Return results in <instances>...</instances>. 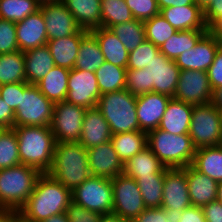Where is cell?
<instances>
[{
  "label": "cell",
  "mask_w": 222,
  "mask_h": 222,
  "mask_svg": "<svg viewBox=\"0 0 222 222\" xmlns=\"http://www.w3.org/2000/svg\"><path fill=\"white\" fill-rule=\"evenodd\" d=\"M159 52L160 50L156 45L145 40L136 49L129 52L127 69L146 68Z\"/></svg>",
  "instance_id": "cell-43"
},
{
  "label": "cell",
  "mask_w": 222,
  "mask_h": 222,
  "mask_svg": "<svg viewBox=\"0 0 222 222\" xmlns=\"http://www.w3.org/2000/svg\"><path fill=\"white\" fill-rule=\"evenodd\" d=\"M159 13L177 31L209 30L204 21L203 9L198 4L170 6L160 9Z\"/></svg>",
  "instance_id": "cell-22"
},
{
  "label": "cell",
  "mask_w": 222,
  "mask_h": 222,
  "mask_svg": "<svg viewBox=\"0 0 222 222\" xmlns=\"http://www.w3.org/2000/svg\"><path fill=\"white\" fill-rule=\"evenodd\" d=\"M39 9L44 16L48 40L70 36L81 30L61 0L40 4Z\"/></svg>",
  "instance_id": "cell-16"
},
{
  "label": "cell",
  "mask_w": 222,
  "mask_h": 222,
  "mask_svg": "<svg viewBox=\"0 0 222 222\" xmlns=\"http://www.w3.org/2000/svg\"><path fill=\"white\" fill-rule=\"evenodd\" d=\"M206 222H222V205L213 201L201 207Z\"/></svg>",
  "instance_id": "cell-53"
},
{
  "label": "cell",
  "mask_w": 222,
  "mask_h": 222,
  "mask_svg": "<svg viewBox=\"0 0 222 222\" xmlns=\"http://www.w3.org/2000/svg\"><path fill=\"white\" fill-rule=\"evenodd\" d=\"M211 1L213 0H195V3L198 4L202 9H204Z\"/></svg>",
  "instance_id": "cell-62"
},
{
  "label": "cell",
  "mask_w": 222,
  "mask_h": 222,
  "mask_svg": "<svg viewBox=\"0 0 222 222\" xmlns=\"http://www.w3.org/2000/svg\"><path fill=\"white\" fill-rule=\"evenodd\" d=\"M25 78L28 84L36 85L55 66L47 45L23 52Z\"/></svg>",
  "instance_id": "cell-27"
},
{
  "label": "cell",
  "mask_w": 222,
  "mask_h": 222,
  "mask_svg": "<svg viewBox=\"0 0 222 222\" xmlns=\"http://www.w3.org/2000/svg\"><path fill=\"white\" fill-rule=\"evenodd\" d=\"M174 222H206L201 207L190 206L174 215Z\"/></svg>",
  "instance_id": "cell-51"
},
{
  "label": "cell",
  "mask_w": 222,
  "mask_h": 222,
  "mask_svg": "<svg viewBox=\"0 0 222 222\" xmlns=\"http://www.w3.org/2000/svg\"><path fill=\"white\" fill-rule=\"evenodd\" d=\"M147 146L169 169L192 165L196 151L189 134L175 135L159 128L147 133Z\"/></svg>",
  "instance_id": "cell-4"
},
{
  "label": "cell",
  "mask_w": 222,
  "mask_h": 222,
  "mask_svg": "<svg viewBox=\"0 0 222 222\" xmlns=\"http://www.w3.org/2000/svg\"><path fill=\"white\" fill-rule=\"evenodd\" d=\"M136 101L137 96L126 89L100 96L97 108L108 122L112 135L140 131Z\"/></svg>",
  "instance_id": "cell-6"
},
{
  "label": "cell",
  "mask_w": 222,
  "mask_h": 222,
  "mask_svg": "<svg viewBox=\"0 0 222 222\" xmlns=\"http://www.w3.org/2000/svg\"><path fill=\"white\" fill-rule=\"evenodd\" d=\"M125 2L137 20L145 21L160 12L157 0H125Z\"/></svg>",
  "instance_id": "cell-46"
},
{
  "label": "cell",
  "mask_w": 222,
  "mask_h": 222,
  "mask_svg": "<svg viewBox=\"0 0 222 222\" xmlns=\"http://www.w3.org/2000/svg\"><path fill=\"white\" fill-rule=\"evenodd\" d=\"M19 50L14 22L0 19V54Z\"/></svg>",
  "instance_id": "cell-45"
},
{
  "label": "cell",
  "mask_w": 222,
  "mask_h": 222,
  "mask_svg": "<svg viewBox=\"0 0 222 222\" xmlns=\"http://www.w3.org/2000/svg\"><path fill=\"white\" fill-rule=\"evenodd\" d=\"M71 201L70 189L64 187L49 173H42L37 179L34 191L19 213L30 222H41L53 215L66 212Z\"/></svg>",
  "instance_id": "cell-1"
},
{
  "label": "cell",
  "mask_w": 222,
  "mask_h": 222,
  "mask_svg": "<svg viewBox=\"0 0 222 222\" xmlns=\"http://www.w3.org/2000/svg\"><path fill=\"white\" fill-rule=\"evenodd\" d=\"M209 30H182L173 34L165 43L159 47L168 59L176 60L184 51L194 48L198 41Z\"/></svg>",
  "instance_id": "cell-33"
},
{
  "label": "cell",
  "mask_w": 222,
  "mask_h": 222,
  "mask_svg": "<svg viewBox=\"0 0 222 222\" xmlns=\"http://www.w3.org/2000/svg\"><path fill=\"white\" fill-rule=\"evenodd\" d=\"M182 169L186 172L189 199L192 206L202 207L216 201L217 181L199 172L192 165Z\"/></svg>",
  "instance_id": "cell-23"
},
{
  "label": "cell",
  "mask_w": 222,
  "mask_h": 222,
  "mask_svg": "<svg viewBox=\"0 0 222 222\" xmlns=\"http://www.w3.org/2000/svg\"><path fill=\"white\" fill-rule=\"evenodd\" d=\"M213 89L207 72L181 70L173 98L192 105L211 103Z\"/></svg>",
  "instance_id": "cell-12"
},
{
  "label": "cell",
  "mask_w": 222,
  "mask_h": 222,
  "mask_svg": "<svg viewBox=\"0 0 222 222\" xmlns=\"http://www.w3.org/2000/svg\"><path fill=\"white\" fill-rule=\"evenodd\" d=\"M133 19L125 0H102L101 27L110 28Z\"/></svg>",
  "instance_id": "cell-40"
},
{
  "label": "cell",
  "mask_w": 222,
  "mask_h": 222,
  "mask_svg": "<svg viewBox=\"0 0 222 222\" xmlns=\"http://www.w3.org/2000/svg\"><path fill=\"white\" fill-rule=\"evenodd\" d=\"M87 30L59 39L48 40L46 45L53 57L55 66L73 69L78 56L82 36Z\"/></svg>",
  "instance_id": "cell-25"
},
{
  "label": "cell",
  "mask_w": 222,
  "mask_h": 222,
  "mask_svg": "<svg viewBox=\"0 0 222 222\" xmlns=\"http://www.w3.org/2000/svg\"><path fill=\"white\" fill-rule=\"evenodd\" d=\"M100 96L95 73L70 69L66 102L89 109L97 107Z\"/></svg>",
  "instance_id": "cell-13"
},
{
  "label": "cell",
  "mask_w": 222,
  "mask_h": 222,
  "mask_svg": "<svg viewBox=\"0 0 222 222\" xmlns=\"http://www.w3.org/2000/svg\"><path fill=\"white\" fill-rule=\"evenodd\" d=\"M221 129H222V110H220Z\"/></svg>",
  "instance_id": "cell-65"
},
{
  "label": "cell",
  "mask_w": 222,
  "mask_h": 222,
  "mask_svg": "<svg viewBox=\"0 0 222 222\" xmlns=\"http://www.w3.org/2000/svg\"><path fill=\"white\" fill-rule=\"evenodd\" d=\"M19 50H28L46 45L48 36L44 16L39 9L24 20L15 23Z\"/></svg>",
  "instance_id": "cell-20"
},
{
  "label": "cell",
  "mask_w": 222,
  "mask_h": 222,
  "mask_svg": "<svg viewBox=\"0 0 222 222\" xmlns=\"http://www.w3.org/2000/svg\"><path fill=\"white\" fill-rule=\"evenodd\" d=\"M145 70H148L149 93L164 94L173 98L181 71L175 61L159 52Z\"/></svg>",
  "instance_id": "cell-14"
},
{
  "label": "cell",
  "mask_w": 222,
  "mask_h": 222,
  "mask_svg": "<svg viewBox=\"0 0 222 222\" xmlns=\"http://www.w3.org/2000/svg\"><path fill=\"white\" fill-rule=\"evenodd\" d=\"M54 103L34 84L23 82L20 106L15 110L14 127L50 126Z\"/></svg>",
  "instance_id": "cell-7"
},
{
  "label": "cell",
  "mask_w": 222,
  "mask_h": 222,
  "mask_svg": "<svg viewBox=\"0 0 222 222\" xmlns=\"http://www.w3.org/2000/svg\"><path fill=\"white\" fill-rule=\"evenodd\" d=\"M145 39L158 48L161 47L177 30L159 13L144 21Z\"/></svg>",
  "instance_id": "cell-42"
},
{
  "label": "cell",
  "mask_w": 222,
  "mask_h": 222,
  "mask_svg": "<svg viewBox=\"0 0 222 222\" xmlns=\"http://www.w3.org/2000/svg\"><path fill=\"white\" fill-rule=\"evenodd\" d=\"M112 133L108 122L97 107L85 111L81 137L78 141L85 149L109 142Z\"/></svg>",
  "instance_id": "cell-21"
},
{
  "label": "cell",
  "mask_w": 222,
  "mask_h": 222,
  "mask_svg": "<svg viewBox=\"0 0 222 222\" xmlns=\"http://www.w3.org/2000/svg\"><path fill=\"white\" fill-rule=\"evenodd\" d=\"M36 1L39 2L40 4H43V3L54 2V1H58V0H36Z\"/></svg>",
  "instance_id": "cell-64"
},
{
  "label": "cell",
  "mask_w": 222,
  "mask_h": 222,
  "mask_svg": "<svg viewBox=\"0 0 222 222\" xmlns=\"http://www.w3.org/2000/svg\"><path fill=\"white\" fill-rule=\"evenodd\" d=\"M220 47L219 39L208 31L194 48L184 51L175 60L180 70H200L207 72Z\"/></svg>",
  "instance_id": "cell-17"
},
{
  "label": "cell",
  "mask_w": 222,
  "mask_h": 222,
  "mask_svg": "<svg viewBox=\"0 0 222 222\" xmlns=\"http://www.w3.org/2000/svg\"><path fill=\"white\" fill-rule=\"evenodd\" d=\"M87 156L91 176L112 179L123 173L124 164L111 141L87 149Z\"/></svg>",
  "instance_id": "cell-18"
},
{
  "label": "cell",
  "mask_w": 222,
  "mask_h": 222,
  "mask_svg": "<svg viewBox=\"0 0 222 222\" xmlns=\"http://www.w3.org/2000/svg\"><path fill=\"white\" fill-rule=\"evenodd\" d=\"M126 71L127 68L105 61L95 71L101 95L126 89Z\"/></svg>",
  "instance_id": "cell-35"
},
{
  "label": "cell",
  "mask_w": 222,
  "mask_h": 222,
  "mask_svg": "<svg viewBox=\"0 0 222 222\" xmlns=\"http://www.w3.org/2000/svg\"><path fill=\"white\" fill-rule=\"evenodd\" d=\"M39 8L40 3L36 0H0V19L17 23Z\"/></svg>",
  "instance_id": "cell-39"
},
{
  "label": "cell",
  "mask_w": 222,
  "mask_h": 222,
  "mask_svg": "<svg viewBox=\"0 0 222 222\" xmlns=\"http://www.w3.org/2000/svg\"><path fill=\"white\" fill-rule=\"evenodd\" d=\"M204 21L209 29L217 20L222 18V0H213L203 9Z\"/></svg>",
  "instance_id": "cell-52"
},
{
  "label": "cell",
  "mask_w": 222,
  "mask_h": 222,
  "mask_svg": "<svg viewBox=\"0 0 222 222\" xmlns=\"http://www.w3.org/2000/svg\"><path fill=\"white\" fill-rule=\"evenodd\" d=\"M171 97L159 93H144L137 96L136 112L140 131L148 133L158 128Z\"/></svg>",
  "instance_id": "cell-19"
},
{
  "label": "cell",
  "mask_w": 222,
  "mask_h": 222,
  "mask_svg": "<svg viewBox=\"0 0 222 222\" xmlns=\"http://www.w3.org/2000/svg\"><path fill=\"white\" fill-rule=\"evenodd\" d=\"M133 222H174V215L162 207L146 208Z\"/></svg>",
  "instance_id": "cell-49"
},
{
  "label": "cell",
  "mask_w": 222,
  "mask_h": 222,
  "mask_svg": "<svg viewBox=\"0 0 222 222\" xmlns=\"http://www.w3.org/2000/svg\"><path fill=\"white\" fill-rule=\"evenodd\" d=\"M73 15L77 25L91 31L101 27L102 0H61Z\"/></svg>",
  "instance_id": "cell-26"
},
{
  "label": "cell",
  "mask_w": 222,
  "mask_h": 222,
  "mask_svg": "<svg viewBox=\"0 0 222 222\" xmlns=\"http://www.w3.org/2000/svg\"><path fill=\"white\" fill-rule=\"evenodd\" d=\"M126 90L136 96L149 93L148 70H145V68L127 69Z\"/></svg>",
  "instance_id": "cell-44"
},
{
  "label": "cell",
  "mask_w": 222,
  "mask_h": 222,
  "mask_svg": "<svg viewBox=\"0 0 222 222\" xmlns=\"http://www.w3.org/2000/svg\"><path fill=\"white\" fill-rule=\"evenodd\" d=\"M165 174L139 176L137 181L146 208H159L162 204Z\"/></svg>",
  "instance_id": "cell-38"
},
{
  "label": "cell",
  "mask_w": 222,
  "mask_h": 222,
  "mask_svg": "<svg viewBox=\"0 0 222 222\" xmlns=\"http://www.w3.org/2000/svg\"><path fill=\"white\" fill-rule=\"evenodd\" d=\"M111 183L112 213L133 222L146 209L137 181L122 173L112 178Z\"/></svg>",
  "instance_id": "cell-10"
},
{
  "label": "cell",
  "mask_w": 222,
  "mask_h": 222,
  "mask_svg": "<svg viewBox=\"0 0 222 222\" xmlns=\"http://www.w3.org/2000/svg\"><path fill=\"white\" fill-rule=\"evenodd\" d=\"M216 201L222 205V181L218 182Z\"/></svg>",
  "instance_id": "cell-61"
},
{
  "label": "cell",
  "mask_w": 222,
  "mask_h": 222,
  "mask_svg": "<svg viewBox=\"0 0 222 222\" xmlns=\"http://www.w3.org/2000/svg\"><path fill=\"white\" fill-rule=\"evenodd\" d=\"M91 32L95 35L100 45L105 61L127 68L129 52L117 36L109 28L105 27L93 29Z\"/></svg>",
  "instance_id": "cell-28"
},
{
  "label": "cell",
  "mask_w": 222,
  "mask_h": 222,
  "mask_svg": "<svg viewBox=\"0 0 222 222\" xmlns=\"http://www.w3.org/2000/svg\"><path fill=\"white\" fill-rule=\"evenodd\" d=\"M192 166L213 180L222 181V145L196 149Z\"/></svg>",
  "instance_id": "cell-32"
},
{
  "label": "cell",
  "mask_w": 222,
  "mask_h": 222,
  "mask_svg": "<svg viewBox=\"0 0 222 222\" xmlns=\"http://www.w3.org/2000/svg\"><path fill=\"white\" fill-rule=\"evenodd\" d=\"M19 216V211L0 209V222H15Z\"/></svg>",
  "instance_id": "cell-56"
},
{
  "label": "cell",
  "mask_w": 222,
  "mask_h": 222,
  "mask_svg": "<svg viewBox=\"0 0 222 222\" xmlns=\"http://www.w3.org/2000/svg\"><path fill=\"white\" fill-rule=\"evenodd\" d=\"M209 31L218 39L222 36V18L217 20L210 28Z\"/></svg>",
  "instance_id": "cell-59"
},
{
  "label": "cell",
  "mask_w": 222,
  "mask_h": 222,
  "mask_svg": "<svg viewBox=\"0 0 222 222\" xmlns=\"http://www.w3.org/2000/svg\"><path fill=\"white\" fill-rule=\"evenodd\" d=\"M211 103L218 109L222 110V87L213 90Z\"/></svg>",
  "instance_id": "cell-57"
},
{
  "label": "cell",
  "mask_w": 222,
  "mask_h": 222,
  "mask_svg": "<svg viewBox=\"0 0 222 222\" xmlns=\"http://www.w3.org/2000/svg\"><path fill=\"white\" fill-rule=\"evenodd\" d=\"M41 222H69V221H68V216L66 212H64L57 215H53L49 217L48 219H45Z\"/></svg>",
  "instance_id": "cell-60"
},
{
  "label": "cell",
  "mask_w": 222,
  "mask_h": 222,
  "mask_svg": "<svg viewBox=\"0 0 222 222\" xmlns=\"http://www.w3.org/2000/svg\"><path fill=\"white\" fill-rule=\"evenodd\" d=\"M48 173L73 191L91 176L87 149L78 142L56 143L53 165Z\"/></svg>",
  "instance_id": "cell-3"
},
{
  "label": "cell",
  "mask_w": 222,
  "mask_h": 222,
  "mask_svg": "<svg viewBox=\"0 0 222 222\" xmlns=\"http://www.w3.org/2000/svg\"><path fill=\"white\" fill-rule=\"evenodd\" d=\"M104 62L105 58L95 35L91 31H87L82 36L73 68L95 73Z\"/></svg>",
  "instance_id": "cell-31"
},
{
  "label": "cell",
  "mask_w": 222,
  "mask_h": 222,
  "mask_svg": "<svg viewBox=\"0 0 222 222\" xmlns=\"http://www.w3.org/2000/svg\"><path fill=\"white\" fill-rule=\"evenodd\" d=\"M128 52L136 49L145 39L144 21L133 19L109 28Z\"/></svg>",
  "instance_id": "cell-37"
},
{
  "label": "cell",
  "mask_w": 222,
  "mask_h": 222,
  "mask_svg": "<svg viewBox=\"0 0 222 222\" xmlns=\"http://www.w3.org/2000/svg\"><path fill=\"white\" fill-rule=\"evenodd\" d=\"M119 159L125 164L147 146V133L132 131L112 135L110 140Z\"/></svg>",
  "instance_id": "cell-34"
},
{
  "label": "cell",
  "mask_w": 222,
  "mask_h": 222,
  "mask_svg": "<svg viewBox=\"0 0 222 222\" xmlns=\"http://www.w3.org/2000/svg\"><path fill=\"white\" fill-rule=\"evenodd\" d=\"M21 95H23V82L0 85V97L14 112L20 106Z\"/></svg>",
  "instance_id": "cell-47"
},
{
  "label": "cell",
  "mask_w": 222,
  "mask_h": 222,
  "mask_svg": "<svg viewBox=\"0 0 222 222\" xmlns=\"http://www.w3.org/2000/svg\"><path fill=\"white\" fill-rule=\"evenodd\" d=\"M188 134L196 149L222 145L220 110L212 103L194 105Z\"/></svg>",
  "instance_id": "cell-8"
},
{
  "label": "cell",
  "mask_w": 222,
  "mask_h": 222,
  "mask_svg": "<svg viewBox=\"0 0 222 222\" xmlns=\"http://www.w3.org/2000/svg\"><path fill=\"white\" fill-rule=\"evenodd\" d=\"M98 222H129V221L112 213V214L102 215Z\"/></svg>",
  "instance_id": "cell-58"
},
{
  "label": "cell",
  "mask_w": 222,
  "mask_h": 222,
  "mask_svg": "<svg viewBox=\"0 0 222 222\" xmlns=\"http://www.w3.org/2000/svg\"><path fill=\"white\" fill-rule=\"evenodd\" d=\"M21 164L48 173L53 165L56 140L50 126L13 127Z\"/></svg>",
  "instance_id": "cell-2"
},
{
  "label": "cell",
  "mask_w": 222,
  "mask_h": 222,
  "mask_svg": "<svg viewBox=\"0 0 222 222\" xmlns=\"http://www.w3.org/2000/svg\"><path fill=\"white\" fill-rule=\"evenodd\" d=\"M15 112L0 97V125L4 128L14 127Z\"/></svg>",
  "instance_id": "cell-54"
},
{
  "label": "cell",
  "mask_w": 222,
  "mask_h": 222,
  "mask_svg": "<svg viewBox=\"0 0 222 222\" xmlns=\"http://www.w3.org/2000/svg\"><path fill=\"white\" fill-rule=\"evenodd\" d=\"M220 47H222V36L219 38Z\"/></svg>",
  "instance_id": "cell-66"
},
{
  "label": "cell",
  "mask_w": 222,
  "mask_h": 222,
  "mask_svg": "<svg viewBox=\"0 0 222 222\" xmlns=\"http://www.w3.org/2000/svg\"><path fill=\"white\" fill-rule=\"evenodd\" d=\"M5 128L0 125V133L4 130Z\"/></svg>",
  "instance_id": "cell-67"
},
{
  "label": "cell",
  "mask_w": 222,
  "mask_h": 222,
  "mask_svg": "<svg viewBox=\"0 0 222 222\" xmlns=\"http://www.w3.org/2000/svg\"><path fill=\"white\" fill-rule=\"evenodd\" d=\"M69 74L70 69L54 66L36 86L40 92L54 104L65 101L68 92Z\"/></svg>",
  "instance_id": "cell-30"
},
{
  "label": "cell",
  "mask_w": 222,
  "mask_h": 222,
  "mask_svg": "<svg viewBox=\"0 0 222 222\" xmlns=\"http://www.w3.org/2000/svg\"><path fill=\"white\" fill-rule=\"evenodd\" d=\"M66 214L69 222H98L101 217L99 213L87 210L73 201L69 203Z\"/></svg>",
  "instance_id": "cell-48"
},
{
  "label": "cell",
  "mask_w": 222,
  "mask_h": 222,
  "mask_svg": "<svg viewBox=\"0 0 222 222\" xmlns=\"http://www.w3.org/2000/svg\"><path fill=\"white\" fill-rule=\"evenodd\" d=\"M41 174L24 164L0 169V209L19 211L34 191Z\"/></svg>",
  "instance_id": "cell-5"
},
{
  "label": "cell",
  "mask_w": 222,
  "mask_h": 222,
  "mask_svg": "<svg viewBox=\"0 0 222 222\" xmlns=\"http://www.w3.org/2000/svg\"><path fill=\"white\" fill-rule=\"evenodd\" d=\"M15 222H30L26 219H24L21 215L15 220Z\"/></svg>",
  "instance_id": "cell-63"
},
{
  "label": "cell",
  "mask_w": 222,
  "mask_h": 222,
  "mask_svg": "<svg viewBox=\"0 0 222 222\" xmlns=\"http://www.w3.org/2000/svg\"><path fill=\"white\" fill-rule=\"evenodd\" d=\"M87 109L66 101L54 104L50 129L57 143L78 142Z\"/></svg>",
  "instance_id": "cell-11"
},
{
  "label": "cell",
  "mask_w": 222,
  "mask_h": 222,
  "mask_svg": "<svg viewBox=\"0 0 222 222\" xmlns=\"http://www.w3.org/2000/svg\"><path fill=\"white\" fill-rule=\"evenodd\" d=\"M161 207L171 215L178 214L191 206L186 172L182 168L165 172Z\"/></svg>",
  "instance_id": "cell-15"
},
{
  "label": "cell",
  "mask_w": 222,
  "mask_h": 222,
  "mask_svg": "<svg viewBox=\"0 0 222 222\" xmlns=\"http://www.w3.org/2000/svg\"><path fill=\"white\" fill-rule=\"evenodd\" d=\"M191 4H196L195 0H157L159 10L170 6L180 7Z\"/></svg>",
  "instance_id": "cell-55"
},
{
  "label": "cell",
  "mask_w": 222,
  "mask_h": 222,
  "mask_svg": "<svg viewBox=\"0 0 222 222\" xmlns=\"http://www.w3.org/2000/svg\"><path fill=\"white\" fill-rule=\"evenodd\" d=\"M194 105L171 98L158 128L175 135L188 134Z\"/></svg>",
  "instance_id": "cell-24"
},
{
  "label": "cell",
  "mask_w": 222,
  "mask_h": 222,
  "mask_svg": "<svg viewBox=\"0 0 222 222\" xmlns=\"http://www.w3.org/2000/svg\"><path fill=\"white\" fill-rule=\"evenodd\" d=\"M112 194L111 179L90 176L72 191V201L102 216L112 214Z\"/></svg>",
  "instance_id": "cell-9"
},
{
  "label": "cell",
  "mask_w": 222,
  "mask_h": 222,
  "mask_svg": "<svg viewBox=\"0 0 222 222\" xmlns=\"http://www.w3.org/2000/svg\"><path fill=\"white\" fill-rule=\"evenodd\" d=\"M16 82H26L25 59L20 50L0 54V85Z\"/></svg>",
  "instance_id": "cell-36"
},
{
  "label": "cell",
  "mask_w": 222,
  "mask_h": 222,
  "mask_svg": "<svg viewBox=\"0 0 222 222\" xmlns=\"http://www.w3.org/2000/svg\"><path fill=\"white\" fill-rule=\"evenodd\" d=\"M210 85L213 90L222 87V47H219L214 61L207 70Z\"/></svg>",
  "instance_id": "cell-50"
},
{
  "label": "cell",
  "mask_w": 222,
  "mask_h": 222,
  "mask_svg": "<svg viewBox=\"0 0 222 222\" xmlns=\"http://www.w3.org/2000/svg\"><path fill=\"white\" fill-rule=\"evenodd\" d=\"M18 139L13 128L0 133V169L20 165Z\"/></svg>",
  "instance_id": "cell-41"
},
{
  "label": "cell",
  "mask_w": 222,
  "mask_h": 222,
  "mask_svg": "<svg viewBox=\"0 0 222 222\" xmlns=\"http://www.w3.org/2000/svg\"><path fill=\"white\" fill-rule=\"evenodd\" d=\"M168 169L154 155L150 148L146 146L124 164L123 173L126 176L136 179L139 176L165 174Z\"/></svg>",
  "instance_id": "cell-29"
}]
</instances>
